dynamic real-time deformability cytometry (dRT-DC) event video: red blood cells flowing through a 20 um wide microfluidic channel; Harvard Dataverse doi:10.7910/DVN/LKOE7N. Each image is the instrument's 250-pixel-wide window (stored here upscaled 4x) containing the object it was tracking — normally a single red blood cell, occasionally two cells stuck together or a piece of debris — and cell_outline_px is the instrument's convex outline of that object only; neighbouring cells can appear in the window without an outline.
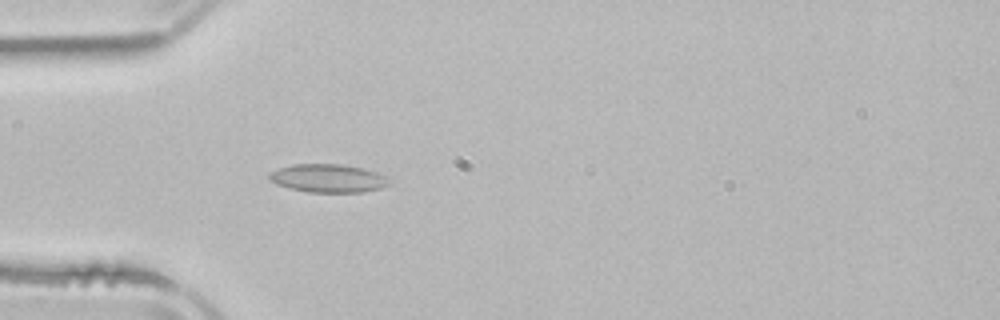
{"species": "common noctule bat (a hibernating species)", "species_latin": "Nyctalus noctula", "temperature_condition": "room temperature", "stored_images_in_passage": 4, "camera_frame_rate_fps": 3000, "um_per_image_px": 0.085, "animal": {"sex": "male", "body_mass_g": 21.5, "forearm_length_mm": 52.0}, "frame": {"image": 1, "passage_image": 4, "time_ms": 4.667, "image_size_px": [1000, 320], "cell_outline_px": [[392, 184], [380, 188], [360, 192], [308, 192], [288, 188], [276, 184], [268, 180], [268, 172], [292, 164], [344, 164], [364, 168], [376, 172], [392, 180]], "centroid_in_image_um": [27.88, 15.15], "position_along_channel_um": 57.1, "area_um2": 20.0}}